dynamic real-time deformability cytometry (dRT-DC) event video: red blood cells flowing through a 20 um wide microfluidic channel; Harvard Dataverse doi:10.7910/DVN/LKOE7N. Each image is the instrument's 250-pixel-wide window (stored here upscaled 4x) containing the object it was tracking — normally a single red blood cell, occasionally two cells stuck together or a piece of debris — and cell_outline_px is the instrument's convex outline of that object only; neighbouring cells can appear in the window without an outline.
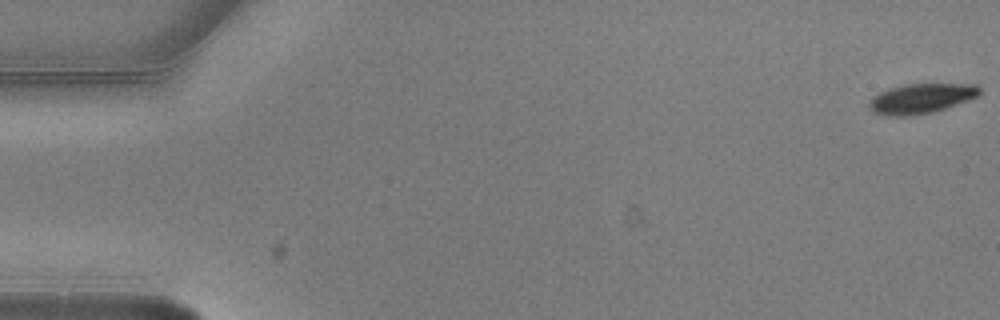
{"species": "common noctule bat (a hibernating species)", "species_latin": "Nyctalus noctula", "temperature_condition": "warm", "stored_images_in_passage": 6, "segment_of_instrument_passage": [1, 2], "camera_frame_rate_fps": 3000, "um_per_image_px": 0.085, "animal": {"sex": "male", "body_mass_g": 20.5, "forearm_length_mm": 52.5}, "frame": {"image": 1, "passage_image": 1, "time_ms": 0.0, "image_size_px": [1000, 320], "cell_outline_px": [[980, 96], [932, 112], [912, 116], [888, 116], [872, 112], [868, 104], [872, 96], [888, 88], [904, 84], [976, 84], [980, 88]], "centroid_in_image_um": [78.27, 8.37], "position_along_channel_um": 6.7, "area_um2": 19.31}}